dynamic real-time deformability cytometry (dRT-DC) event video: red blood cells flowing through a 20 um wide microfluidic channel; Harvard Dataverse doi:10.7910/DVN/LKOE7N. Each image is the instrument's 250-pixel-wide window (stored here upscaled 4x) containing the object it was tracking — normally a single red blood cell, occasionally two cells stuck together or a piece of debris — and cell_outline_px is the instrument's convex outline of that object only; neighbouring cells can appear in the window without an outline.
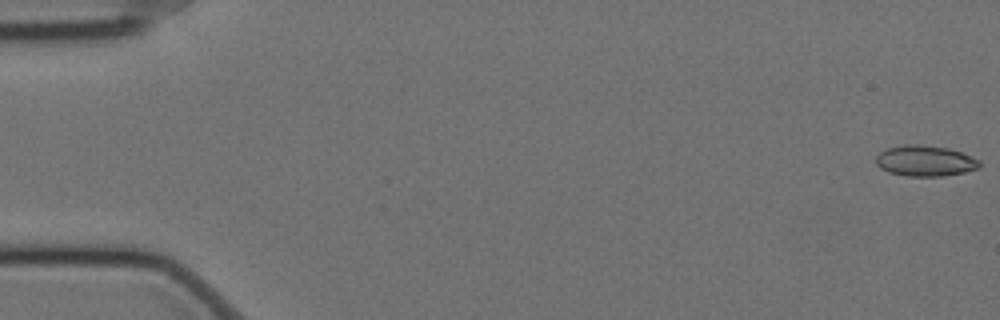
{"species": "Egyptian fruit bat (a non-hibernating species)", "species_latin": "Rousettus aegyptiacus", "temperature_condition": "cold", "stored_images_in_passage": 59, "camera_frame_rate_fps": 3000, "um_per_image_px": 0.085, "animal": {"sex": "female"}, "frame": {"image": 1, "passage_image": 1, "time_ms": 0.0, "image_size_px": [1000, 320], "cell_outline_px": [[980, 168], [964, 172], [940, 176], [908, 176], [888, 172], [880, 168], [876, 164], [876, 156], [880, 152], [888, 148], [904, 144], [916, 144], [948, 148], [960, 152], [980, 160]], "centroid_in_image_um": [78.62, 13.67], "position_along_channel_um": 6.4, "area_um2": 18.5}}
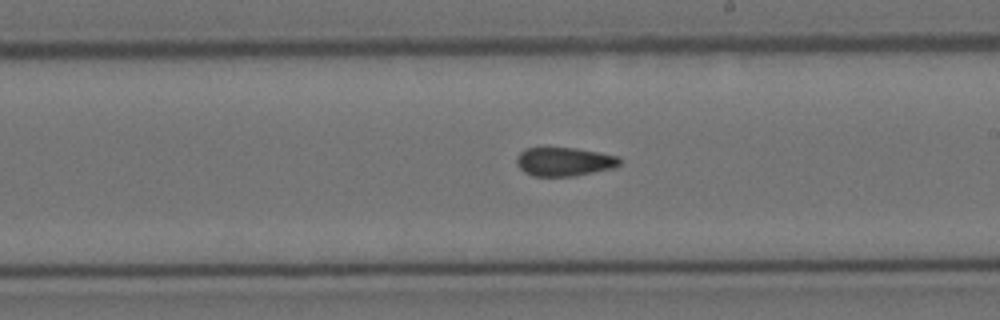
{"frame": {"image": 2, "passage_image": 34, "time_ms": 11.0, "image_size_px": [1000, 320], "cell_outline_px": [[620, 164], [616, 168], [572, 176], [532, 176], [524, 172], [516, 164], [516, 156], [524, 148], [544, 144], [576, 148], [600, 152], [620, 156]], "centroid_in_image_um": [47.91, 13.69], "position_along_channel_um": 241.1, "area_um2": 18.21}}
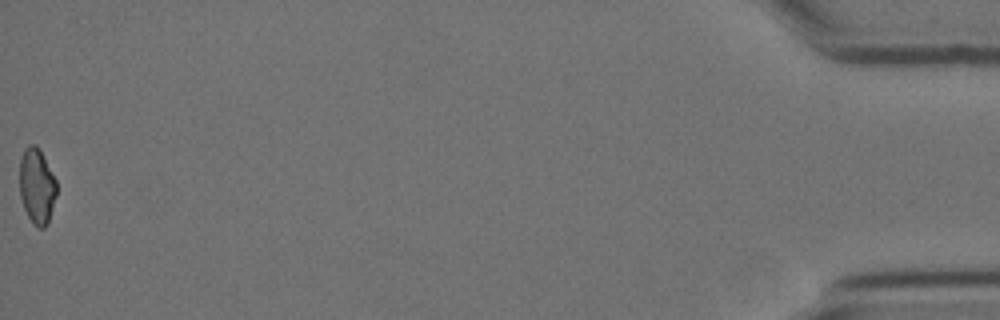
{"frame": {"image": 3, "passage_image": 59, "time_ms": 19.333, "image_size_px": [1000, 320], "cell_outline_px": [[56, 196], [48, 224], [44, 228], [36, 228], [32, 224], [24, 208], [20, 196], [20, 160], [24, 148], [28, 144], [36, 144], [40, 148], [56, 180]], "centroid_in_image_um": [3.13, 15.82], "position_along_channel_um": 432.1, "area_um2": 16.53}, "authors_computed_cell_mechanics": {"area_um2": 17.8024, "velocity_mm_per_s": 3.4734, "shape_relaxation_time_tau1_ms": null, "shape_relaxation_time_tau2_ms": 3.5326, "deformation_change_tau1": null, "deformation_change_tau2": 0.089}}